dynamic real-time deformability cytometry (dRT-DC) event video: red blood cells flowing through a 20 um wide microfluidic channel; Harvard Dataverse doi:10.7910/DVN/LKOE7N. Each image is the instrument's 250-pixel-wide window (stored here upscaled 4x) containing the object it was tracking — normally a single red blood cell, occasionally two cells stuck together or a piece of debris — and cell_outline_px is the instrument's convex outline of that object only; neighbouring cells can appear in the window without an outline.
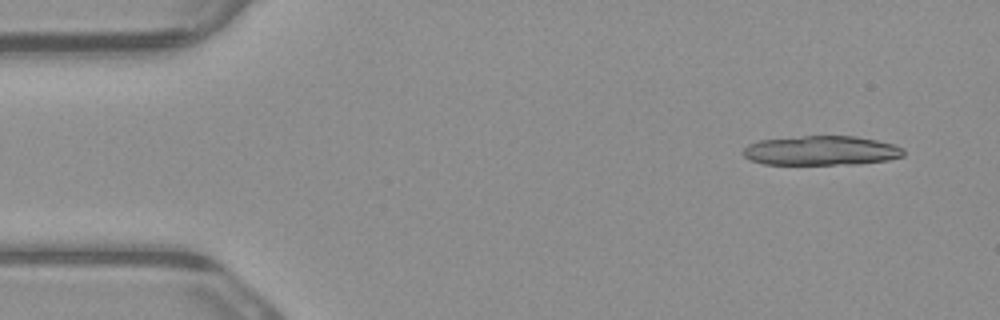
{"species": "common noctule bat (a hibernating species)", "species_latin": "Nyctalus noctula", "temperature_condition": "warm", "stored_images_in_passage": 5, "camera_frame_rate_fps": 3000, "um_per_image_px": 0.085, "animal": {"sex": "male", "body_mass_g": 23.1, "forearm_length_mm": 52.7}, "frame": {"image": 1, "passage_image": 2, "time_ms": 0.333, "image_size_px": [1000, 320], "cell_outline_px": [[904, 156], [888, 160], [856, 164], [764, 164], [752, 160], [744, 156], [740, 152], [748, 144], [760, 140], [804, 136], [856, 136], [876, 140], [892, 144], [904, 148]], "centroid_in_image_um": [69.81, 12.8], "position_along_channel_um": 15.2, "area_um2": 27.51}}